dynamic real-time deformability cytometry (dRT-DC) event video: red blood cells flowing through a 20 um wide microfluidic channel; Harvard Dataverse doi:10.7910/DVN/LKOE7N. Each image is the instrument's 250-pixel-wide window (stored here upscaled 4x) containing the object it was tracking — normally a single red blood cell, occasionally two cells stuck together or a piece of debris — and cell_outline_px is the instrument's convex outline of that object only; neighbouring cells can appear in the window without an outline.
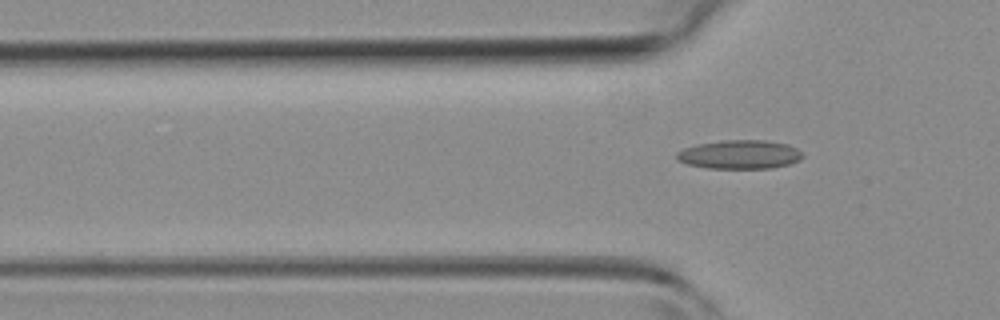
{"species": "common noctule bat (a hibernating species)", "species_latin": "Nyctalus noctula", "temperature_condition": "room temperature", "stored_images_in_passage": 4, "camera_frame_rate_fps": 3000, "um_per_image_px": 0.085, "animal": {"sex": "female", "body_mass_g": 19.3, "forearm_length_mm": 54.1}, "frame": {"image": 1, "passage_image": 3, "time_ms": 4.0, "image_size_px": [1000, 320], "cell_outline_px": [[804, 156], [800, 160], [788, 164], [772, 168], [708, 168], [688, 164], [676, 160], [676, 152], [684, 148], [696, 144], [720, 140], [764, 140], [788, 144], [796, 148]], "centroid_in_image_um": [62.85, 13.12], "position_along_channel_um": 63.0, "area_um2": 21.21}}
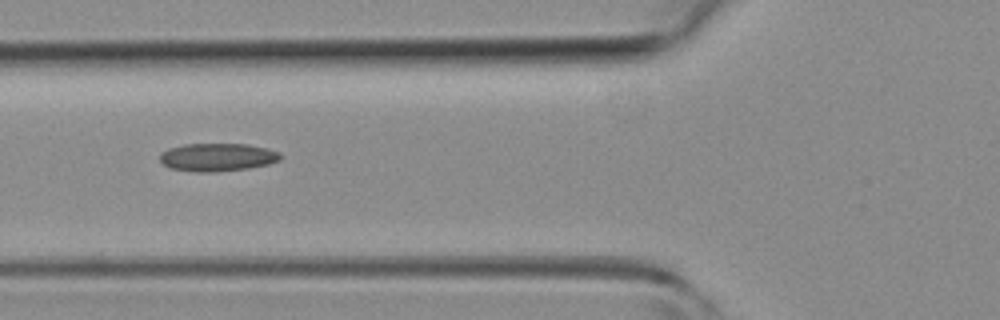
{"frame": {"image": 2, "passage_image": 4, "time_ms": 5.0, "image_size_px": [1000, 320], "cell_outline_px": [[280, 160], [268, 164], [248, 168], [216, 172], [192, 172], [168, 168], [160, 160], [160, 152], [168, 148], [184, 144], [248, 144], [268, 148], [280, 152]], "centroid_in_image_um": [18.45, 13.36], "position_along_channel_um": 107.3, "area_um2": 19.88}}